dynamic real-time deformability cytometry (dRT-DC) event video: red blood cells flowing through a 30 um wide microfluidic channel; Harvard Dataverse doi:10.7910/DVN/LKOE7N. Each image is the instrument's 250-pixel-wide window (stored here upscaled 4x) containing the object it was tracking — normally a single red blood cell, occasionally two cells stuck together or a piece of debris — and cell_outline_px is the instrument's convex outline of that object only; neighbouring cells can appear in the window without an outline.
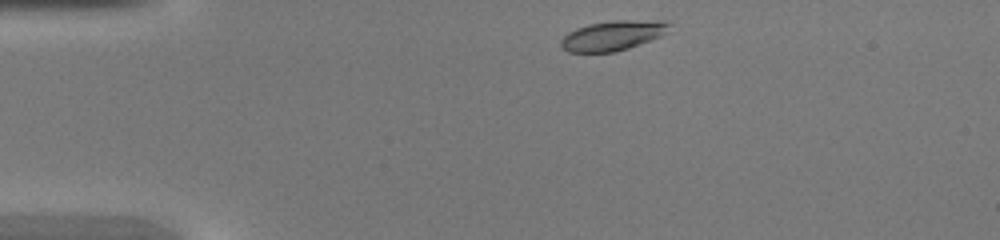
{"species": "common noctule bat (a hibernating species)", "species_latin": "Nyctalus noctula", "temperature_condition": "warm", "stored_images_in_passage": 26, "camera_frame_rate_fps": 3000, "um_per_image_px": 0.085, "animal": {"sex": "female", "body_mass_g": 20.0, "forearm_length_mm": 54.0}, "frame": {"image": 1, "passage_image": 1, "time_ms": 0.0, "image_size_px": [1000, 240], "cell_outline_px": [[672, 24], [668, 32], [660, 36], [628, 48], [616, 52], [568, 52], [560, 44], [560, 40], [568, 32], [576, 28], [588, 24], [612, 20], [664, 20]], "centroid_in_image_um": [52.11, 3.0], "position_along_channel_um": 32.9, "area_um2": 18.96}}
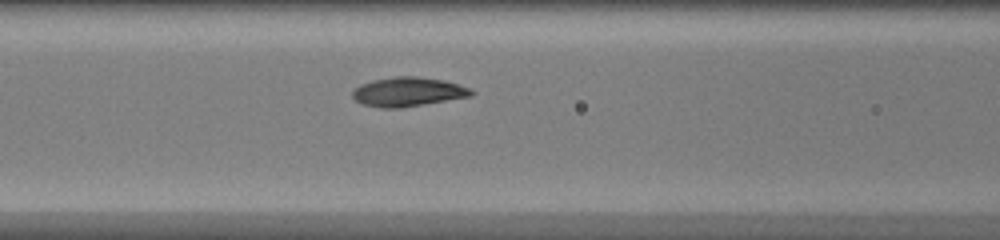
{"frame": {"image": 2, "passage_image": 11, "time_ms": 3.333, "image_size_px": [1000, 240], "cell_outline_px": [[476, 92], [472, 96], [400, 108], [380, 108], [364, 104], [356, 100], [352, 96], [352, 92], [360, 84], [372, 80], [396, 76], [416, 76], [444, 80], [472, 88]], "centroid_in_image_um": [34.71, 7.8], "position_along_channel_um": 131.9, "area_um2": 20.29}}
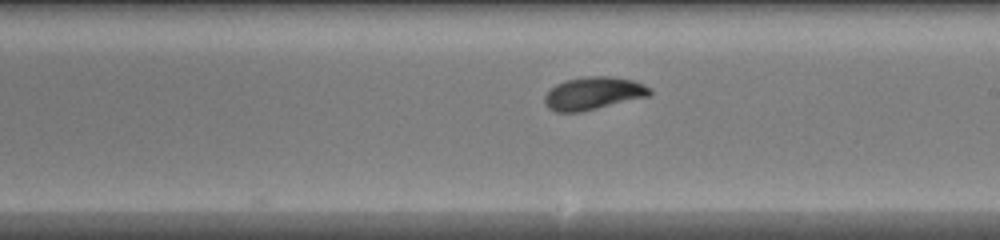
{"frame": {"image": 3, "passage_image": 18, "time_ms": 5.667, "image_size_px": [1000, 240], "cell_outline_px": [[652, 96], [580, 112], [556, 112], [548, 108], [544, 104], [544, 96], [556, 84], [564, 80], [588, 76], [612, 76], [632, 80], [644, 84], [652, 88]], "centroid_in_image_um": [50.47, 7.93], "position_along_channel_um": 238.5, "area_um2": 20.35}}